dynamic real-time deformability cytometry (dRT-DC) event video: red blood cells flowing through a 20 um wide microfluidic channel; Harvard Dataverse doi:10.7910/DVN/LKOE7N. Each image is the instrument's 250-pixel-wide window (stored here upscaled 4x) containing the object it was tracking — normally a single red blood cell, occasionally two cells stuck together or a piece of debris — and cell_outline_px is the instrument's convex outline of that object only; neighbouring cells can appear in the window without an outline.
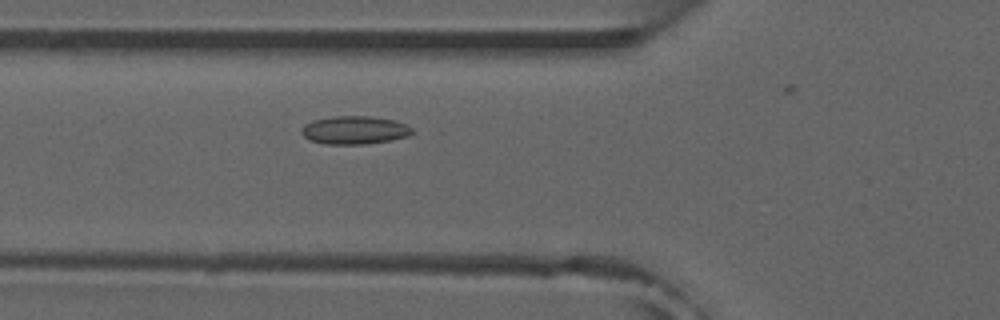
{"species": "common noctule bat (a hibernating species)", "species_latin": "Nyctalus noctula", "temperature_condition": "room temperature", "stored_images_in_passage": 14, "camera_frame_rate_fps": 3000, "um_per_image_px": 0.085, "animal": {"sex": "male", "forearm_length_mm": 52.5}, "frame": {"image": 1, "passage_image": 10, "time_ms": 3.0, "image_size_px": [1000, 320], "cell_outline_px": [[412, 132], [408, 136], [392, 140], [368, 144], [324, 144], [312, 140], [304, 136], [300, 132], [300, 128], [304, 124], [312, 120], [332, 116], [372, 116], [392, 120], [408, 124], [412, 128]], "centroid_in_image_um": [30.12, 11.05], "position_along_channel_um": 95.7, "area_um2": 18.32}}
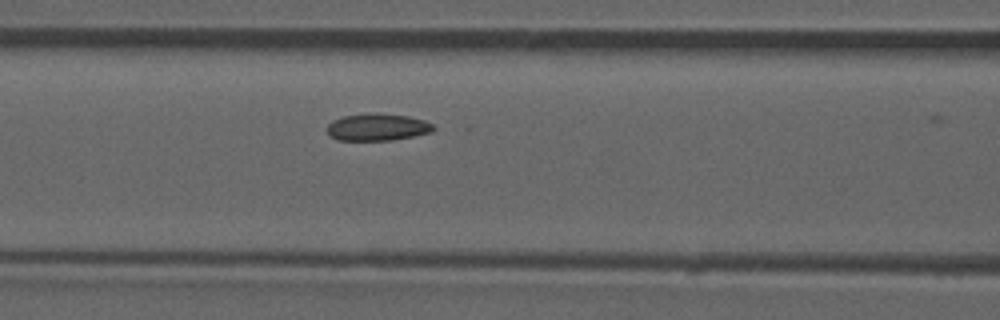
{"frame": {"image": 2, "passage_image": 13, "time_ms": 4.0, "image_size_px": [1000, 320], "cell_outline_px": [[436, 128], [432, 132], [392, 140], [336, 140], [328, 136], [328, 124], [332, 120], [344, 116], [408, 116], [424, 120], [432, 124]], "centroid_in_image_um": [32.07, 10.86], "position_along_channel_um": 134.5, "area_um2": 15.95}}